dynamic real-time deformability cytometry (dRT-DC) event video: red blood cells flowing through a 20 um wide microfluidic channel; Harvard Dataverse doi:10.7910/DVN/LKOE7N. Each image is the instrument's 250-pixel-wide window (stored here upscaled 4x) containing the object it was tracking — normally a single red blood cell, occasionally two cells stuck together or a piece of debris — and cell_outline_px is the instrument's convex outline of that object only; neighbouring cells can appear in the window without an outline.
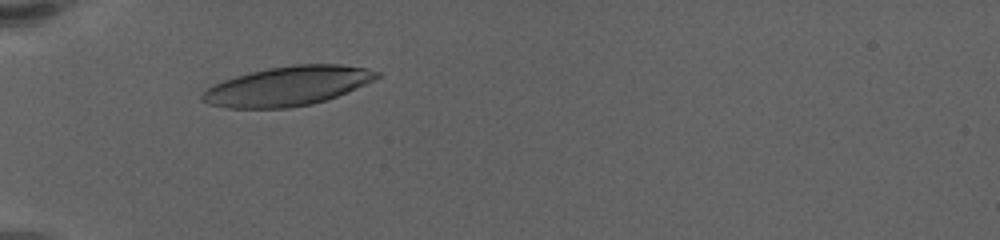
{"species": "human", "species_latin": "Homo sapiens", "temperature_condition": "warm", "stored_images_in_passage": 43, "camera_frame_rate_fps": 3000, "um_per_image_px": 0.085, "donor": {"sex": "female"}, "frame": {"image": 1, "passage_image": 11, "time_ms": 3.333, "image_size_px": [1000, 240], "cell_outline_px": [[380, 76], [356, 88], [336, 96], [312, 104], [288, 108], [228, 108], [208, 104], [200, 100], [200, 96], [212, 84], [236, 76], [268, 68], [292, 64], [340, 64], [364, 68], [380, 72]], "centroid_in_image_um": [24.41, 7.32], "position_along_channel_um": 60.6, "area_um2": 39.77}}
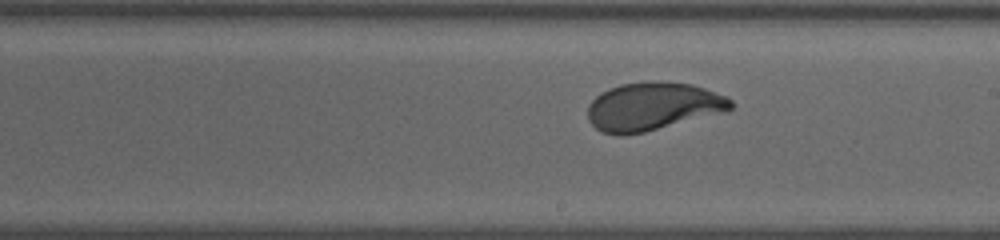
{"frame": {"image": 2, "passage_image": 27, "time_ms": 8.667, "image_size_px": [1000, 240], "cell_outline_px": [[736, 104], [728, 112], [644, 132], [604, 132], [596, 128], [588, 120], [588, 104], [600, 92], [608, 88], [620, 84], [652, 80], [692, 84], [728, 96]], "centroid_in_image_um": [55.57, 9.0], "position_along_channel_um": 233.4, "area_um2": 40.11}}
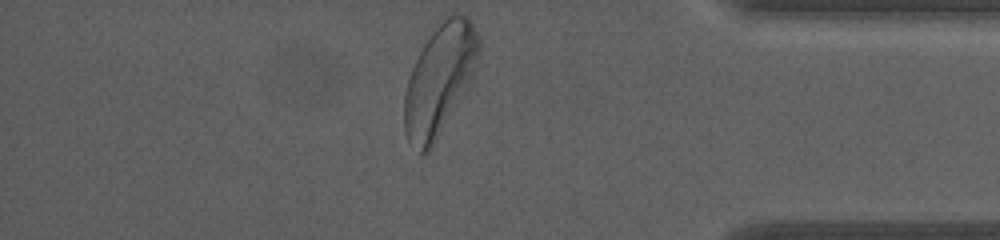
{"frame": {"image": 3, "passage_image": 43, "time_ms": 14.0, "image_size_px": [1000, 240], "cell_outline_px": [[480, 48], [472, 80], [468, 88], [432, 148], [428, 152], [420, 152], [408, 140], [404, 132], [404, 96], [408, 80], [412, 68], [424, 44], [432, 32], [452, 12], [456, 12], [468, 16], [480, 40]], "centroid_in_image_um": [37.38, 6.79], "position_along_channel_um": 397.8, "area_um2": 47.63}, "authors_computed_cell_mechanics": {"area_um2": 39.7664, "velocity_mm_per_s": 3.4673, "shape_relaxation_time_tau1_ms": 3.6931, "shape_relaxation_time_tau2_ms": 1.1202, "deformation_change_tau1": 0.1952, "deformation_change_tau2": 0.0701}}